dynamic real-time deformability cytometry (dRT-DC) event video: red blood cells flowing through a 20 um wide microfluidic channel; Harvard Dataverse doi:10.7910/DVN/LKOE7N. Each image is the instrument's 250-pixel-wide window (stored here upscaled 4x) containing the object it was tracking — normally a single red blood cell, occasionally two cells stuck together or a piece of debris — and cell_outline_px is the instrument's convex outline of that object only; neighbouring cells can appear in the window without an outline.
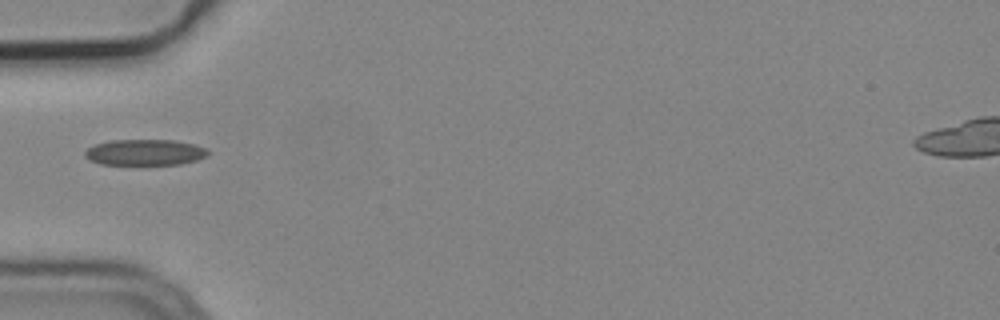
{"species": "common noctule bat (a hibernating species)", "species_latin": "Nyctalus noctula", "temperature_condition": "cold", "stored_images_in_passage": 15, "camera_frame_rate_fps": 3000, "um_per_image_px": 0.085, "animal": {"sex": "male", "body_mass_g": 19.2, "forearm_length_mm": 51.8}, "frame": {"image": 1, "passage_image": 1, "time_ms": 0.0, "image_size_px": [1000, 320], "cell_outline_px": [[208, 156], [196, 160], [180, 164], [100, 164], [88, 160], [84, 156], [84, 152], [88, 148], [96, 144], [112, 140], [176, 140], [196, 144], [208, 148]], "centroid_in_image_um": [12.34, 12.94], "position_along_channel_um": 72.7, "area_um2": 18.73}}
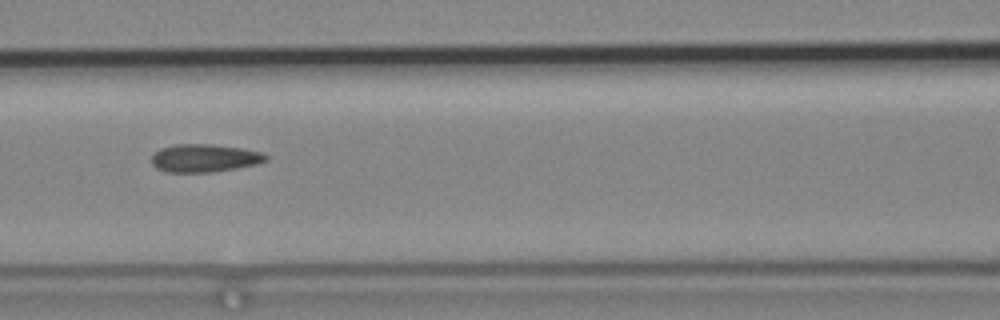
{"frame": {"image": 2, "passage_image": 7, "time_ms": 2.0, "image_size_px": [1000, 320], "cell_outline_px": [[268, 160], [256, 164], [236, 168], [212, 172], [164, 172], [156, 168], [152, 164], [152, 156], [160, 148], [176, 144], [212, 144], [244, 148], [264, 152], [268, 156]], "centroid_in_image_um": [17.4, 13.43], "position_along_channel_um": 149.2, "area_um2": 18.79}}
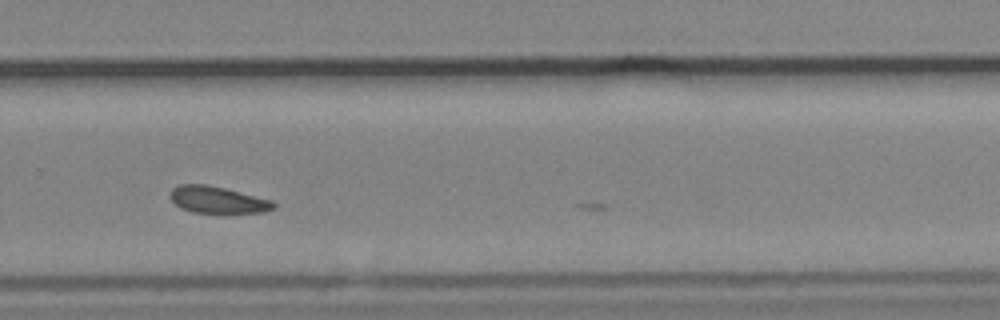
{"frame": {"image": 3, "passage_image": 14, "time_ms": 4.333, "image_size_px": [1000, 320], "cell_outline_px": [[276, 208], [264, 212], [228, 216], [224, 216], [192, 212], [180, 208], [168, 196], [168, 192], [172, 188], [180, 184], [208, 184], [272, 200], [276, 204]], "centroid_in_image_um": [18.51, 17.04], "position_along_channel_um": 311.3, "area_um2": 17.22}}